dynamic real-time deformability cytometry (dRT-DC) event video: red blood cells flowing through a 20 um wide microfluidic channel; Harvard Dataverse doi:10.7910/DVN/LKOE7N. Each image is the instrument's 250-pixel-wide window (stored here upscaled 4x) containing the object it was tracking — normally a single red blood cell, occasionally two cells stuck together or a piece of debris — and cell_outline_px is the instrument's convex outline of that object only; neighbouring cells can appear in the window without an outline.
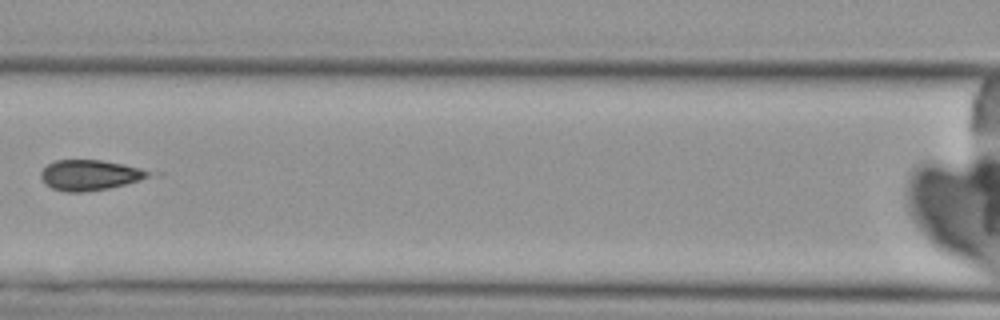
{"species": "Egyptian fruit bat (a non-hibernating species)", "species_latin": "Rousettus aegyptiacus", "temperature_condition": "cold", "stored_images_in_passage": 8, "camera_frame_rate_fps": 3000, "um_per_image_px": 0.085, "animal": {"sex": "female"}, "frame": {"image": 1, "passage_image": 7, "time_ms": 7.0, "image_size_px": [1000, 320], "cell_outline_px": [[148, 176], [140, 180], [108, 188], [80, 192], [68, 192], [52, 188], [40, 176], [40, 172], [48, 164], [56, 160], [100, 160], [124, 164], [140, 168], [148, 172]], "centroid_in_image_um": [7.59, 14.87], "position_along_channel_um": 159.0, "area_um2": 18.61}}
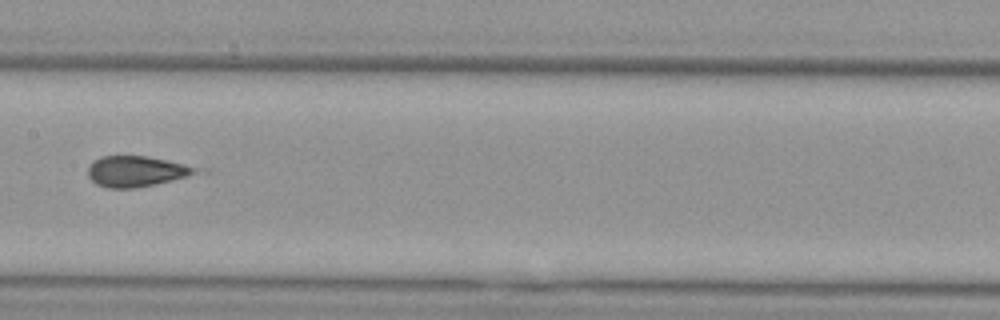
{"frame": {"image": 2, "passage_image": 8, "time_ms": 8.0, "image_size_px": [1000, 320], "cell_outline_px": [[196, 172], [188, 176], [136, 188], [108, 188], [96, 184], [88, 176], [88, 164], [92, 160], [100, 156], [148, 156], [168, 160], [184, 164], [192, 168]], "centroid_in_image_um": [11.45, 14.55], "position_along_channel_um": 195.9, "area_um2": 19.02}}